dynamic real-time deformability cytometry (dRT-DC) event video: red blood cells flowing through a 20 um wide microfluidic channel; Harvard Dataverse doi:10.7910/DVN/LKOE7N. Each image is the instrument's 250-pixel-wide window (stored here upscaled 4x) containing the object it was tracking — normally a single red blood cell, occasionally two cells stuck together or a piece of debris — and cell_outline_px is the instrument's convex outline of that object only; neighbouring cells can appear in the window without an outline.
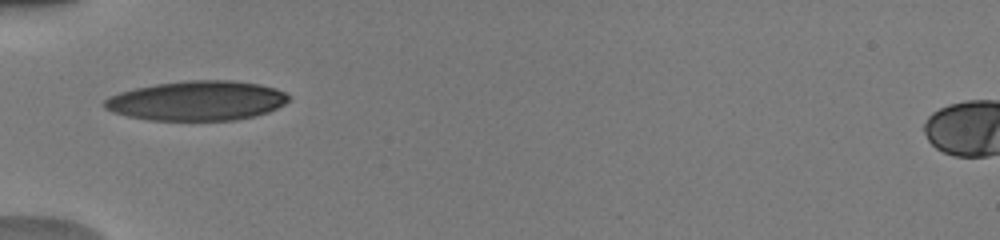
{"species": "human", "species_latin": "Homo sapiens", "temperature_condition": "warm", "stored_images_in_passage": 27, "camera_frame_rate_fps": 3000, "um_per_image_px": 0.085, "donor": {"sex": "male"}, "frame": {"image": 1, "passage_image": 1, "time_ms": 0.0, "image_size_px": [1000, 240], "cell_outline_px": [[292, 96], [284, 104], [268, 112], [256, 116], [232, 120], [148, 120], [128, 116], [112, 112], [104, 108], [100, 104], [108, 96], [120, 92], [136, 88], [156, 84], [188, 80], [236, 80], [260, 84], [276, 88]], "centroid_in_image_um": [16.74, 8.56], "position_along_channel_um": 68.3, "area_um2": 42.83}}
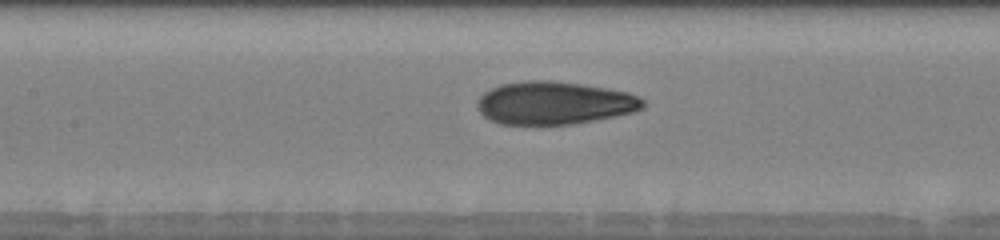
{"frame": {"image": 2, "passage_image": 8, "time_ms": 2.333, "image_size_px": [1000, 240], "cell_outline_px": [[644, 108], [632, 112], [616, 116], [572, 124], [500, 124], [484, 116], [476, 108], [476, 100], [484, 92], [500, 84], [524, 80], [552, 80], [580, 84], [628, 92], [640, 96], [644, 100]], "centroid_in_image_um": [47.09, 8.74], "position_along_channel_um": 160.3, "area_um2": 41.5}}
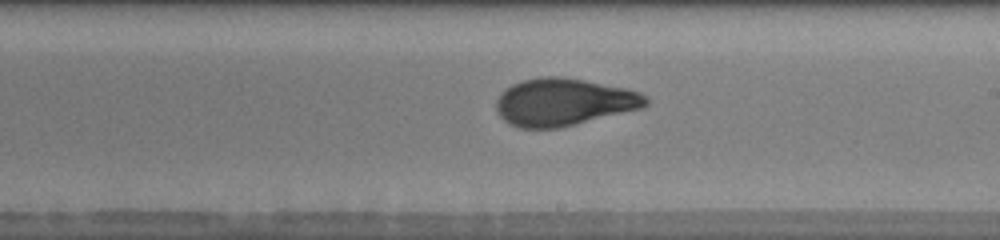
{"frame": {"image": 3, "passage_image": 14, "time_ms": 4.333, "image_size_px": [1000, 240], "cell_outline_px": [[648, 104], [640, 108], [556, 128], [520, 128], [508, 124], [496, 112], [496, 100], [500, 92], [512, 84], [524, 80], [540, 76], [564, 76], [624, 88], [640, 92], [648, 96]], "centroid_in_image_um": [47.86, 8.66], "position_along_channel_um": 241.1, "area_um2": 41.1}, "authors_computed_cell_mechanics": {"area_um2": 41.0958, "velocity_mm_per_s": 4.0488, "shape_relaxation_time_tau1_ms": 6.9387, "shape_relaxation_time_tau2_ms": 1.1522, "deformation_change_tau1": 0.2599, "deformation_change_tau2": 0.0756}}